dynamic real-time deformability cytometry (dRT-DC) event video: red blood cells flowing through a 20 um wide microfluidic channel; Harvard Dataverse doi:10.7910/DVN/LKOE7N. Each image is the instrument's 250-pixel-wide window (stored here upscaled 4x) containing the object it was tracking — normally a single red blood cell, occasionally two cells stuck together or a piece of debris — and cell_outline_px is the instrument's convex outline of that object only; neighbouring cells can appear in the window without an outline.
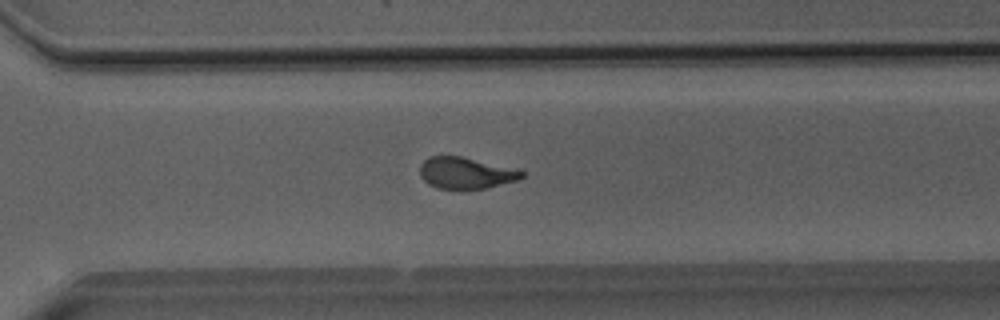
{"species": "Egyptian fruit bat (a non-hibernating species)", "species_latin": "Rousettus aegyptiacus", "temperature_condition": "room temperature", "stored_images_in_passage": 49, "camera_frame_rate_fps": 3000, "um_per_image_px": 0.085, "animal": {"sex": "male"}, "frame": {"image": 1, "passage_image": 35, "time_ms": 11.333, "image_size_px": [1000, 320], "cell_outline_px": [[524, 176], [520, 180], [484, 188], [464, 192], [436, 188], [428, 184], [420, 176], [420, 164], [424, 160], [432, 156], [460, 156], [524, 172]], "centroid_in_image_um": [39.53, 14.76], "position_along_channel_um": 331.1, "area_um2": 18.84}, "authors_computed_cell_mechanics": {"area_um2": 19.7676, "velocity_mm_per_s": 4.0769, "shape_relaxation_time_tau1_ms": 6.7162, "shape_relaxation_time_tau2_ms": 1.2676, "deformation_change_tau1": 0.2034, "deformation_change_tau2": 0.0874}}